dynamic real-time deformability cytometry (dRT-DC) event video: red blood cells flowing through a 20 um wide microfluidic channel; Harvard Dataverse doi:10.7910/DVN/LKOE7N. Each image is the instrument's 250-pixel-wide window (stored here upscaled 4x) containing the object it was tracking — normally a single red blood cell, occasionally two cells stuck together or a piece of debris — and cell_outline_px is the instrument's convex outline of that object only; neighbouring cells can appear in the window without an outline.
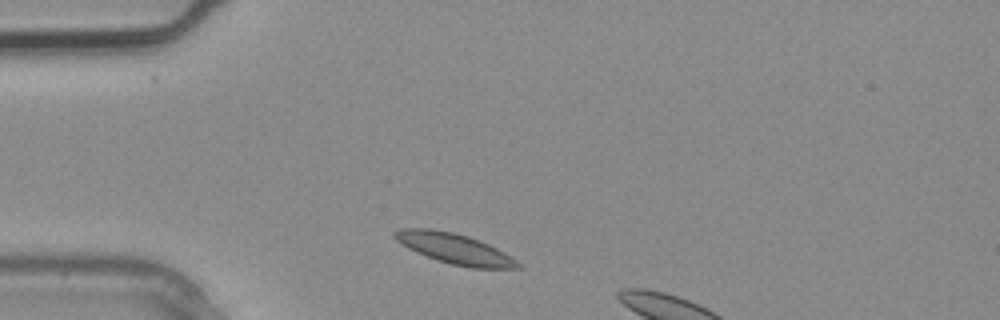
{"species": "common noctule bat (a hibernating species)", "species_latin": "Nyctalus noctula", "temperature_condition": "warm", "stored_images_in_passage": 2, "camera_frame_rate_fps": 3000, "um_per_image_px": 0.085, "animal": {"sex": "male", "body_mass_g": 20.4}, "frame": {"image": 1, "passage_image": 1, "time_ms": 0.0, "image_size_px": [1000, 320], "cell_outline_px": [[520, 268], [472, 268], [452, 264], [436, 260], [416, 252], [408, 248], [396, 240], [392, 236], [392, 232], [400, 228], [432, 228], [452, 232], [468, 236], [480, 240], [504, 252], [516, 260], [520, 264]], "centroid_in_image_um": [38.59, 21.12], "position_along_channel_um": 46.4, "area_um2": 21.79}}